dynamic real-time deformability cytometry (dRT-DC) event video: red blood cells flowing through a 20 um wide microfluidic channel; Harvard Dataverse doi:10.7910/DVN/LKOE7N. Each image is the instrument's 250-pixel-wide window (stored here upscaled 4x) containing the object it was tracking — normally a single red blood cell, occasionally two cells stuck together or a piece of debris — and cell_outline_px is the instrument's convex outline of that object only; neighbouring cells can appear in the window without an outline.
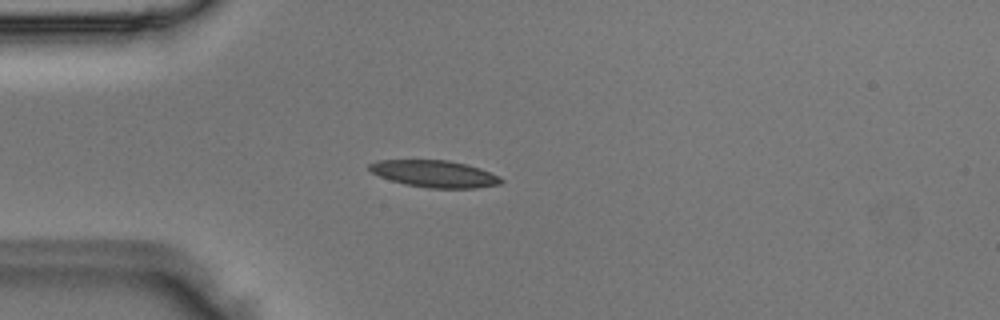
{"species": "Egyptian fruit bat (a non-hibernating species)", "species_latin": "Rousettus aegyptiacus", "temperature_condition": "room temperature", "stored_images_in_passage": 1, "camera_frame_rate_fps": 3000, "um_per_image_px": 0.085, "animal": {"sex": "male"}, "frame": {"image": 1, "passage_image": 1, "time_ms": 0.0, "image_size_px": [1000, 320], "cell_outline_px": [[504, 180], [500, 184], [476, 188], [428, 188], [404, 184], [380, 176], [372, 172], [368, 168], [368, 164], [380, 160], [448, 160], [480, 168], [500, 176]], "centroid_in_image_um": [36.96, 14.78], "position_along_channel_um": 48.0, "area_um2": 20.58}}